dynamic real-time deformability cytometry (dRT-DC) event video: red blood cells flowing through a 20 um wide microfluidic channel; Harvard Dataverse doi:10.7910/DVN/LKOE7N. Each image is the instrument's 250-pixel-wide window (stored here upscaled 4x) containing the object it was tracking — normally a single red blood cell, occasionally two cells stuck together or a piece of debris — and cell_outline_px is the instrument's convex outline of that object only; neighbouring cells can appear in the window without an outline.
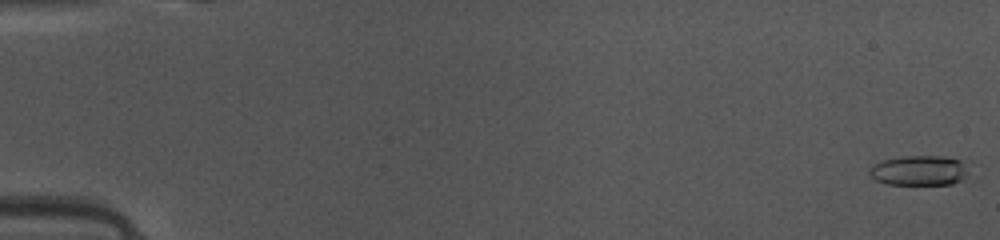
{"species": "common noctule bat (a hibernating species)", "species_latin": "Nyctalus noctula", "temperature_condition": "warm", "stored_images_in_passage": 49, "camera_frame_rate_fps": 3000, "um_per_image_px": 0.085, "animal": {"sex": "female", "body_mass_g": 10.0, "forearm_length_mm": 53.1}, "frame": {"image": 1, "passage_image": 1, "time_ms": 0.0, "image_size_px": [1000, 240], "cell_outline_px": [[972, 160], [968, 172], [960, 180], [952, 184], [888, 184], [876, 180], [868, 172], [872, 164], [884, 160], [900, 156], [940, 156]], "centroid_in_image_um": [78.23, 14.46], "position_along_channel_um": 6.8, "area_um2": 17.74}}
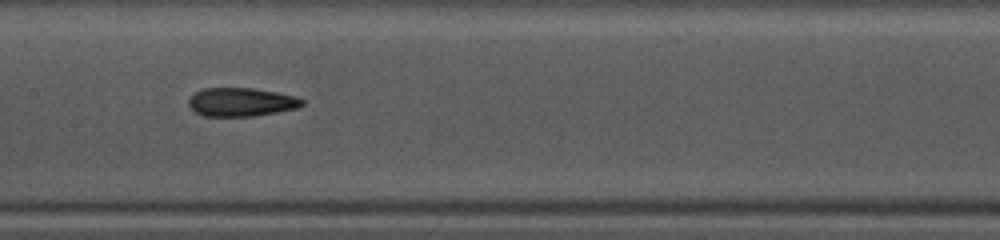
{"frame": {"image": 2, "passage_image": 25, "time_ms": 8.0, "image_size_px": [1000, 240], "cell_outline_px": [[304, 104], [296, 108], [256, 116], [204, 116], [196, 112], [188, 104], [188, 100], [196, 92], [204, 88], [252, 88], [276, 92], [296, 96], [304, 100]], "centroid_in_image_um": [20.52, 8.67], "position_along_channel_um": 186.9, "area_um2": 18.79}}
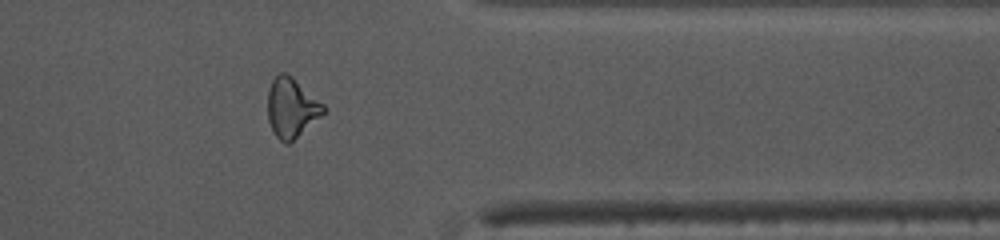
{"frame": {"image": 3, "passage_image": 40, "time_ms": 13.0, "image_size_px": [1000, 240], "cell_outline_px": [[328, 108], [320, 116], [288, 144], [284, 144], [276, 136], [268, 120], [268, 88], [272, 80], [280, 72], [284, 72], [292, 76], [324, 104]], "centroid_in_image_um": [24.77, 9.13], "position_along_channel_um": 386.6, "area_um2": 19.13}, "authors_computed_cell_mechanics": {"area_um2": 18.785, "velocity_mm_per_s": 4.1634, "shape_relaxation_time_tau1_ms": 4.8026, "shape_relaxation_time_tau2_ms": 2.0659, "deformation_change_tau1": 0.1633, "deformation_change_tau2": 0.0925}}